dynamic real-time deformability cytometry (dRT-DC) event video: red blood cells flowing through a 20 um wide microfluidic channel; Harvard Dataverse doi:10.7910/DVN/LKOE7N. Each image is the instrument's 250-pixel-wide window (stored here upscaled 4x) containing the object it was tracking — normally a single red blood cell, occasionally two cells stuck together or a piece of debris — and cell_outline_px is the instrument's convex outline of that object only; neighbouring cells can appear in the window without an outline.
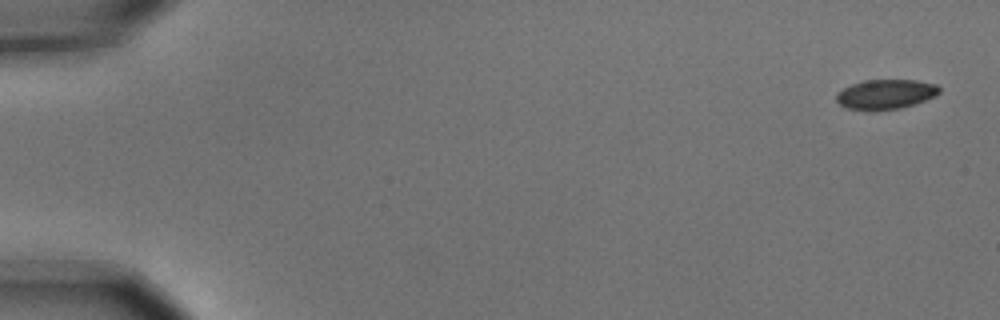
{"species": "common noctule bat (a hibernating species)", "species_latin": "Nyctalus noctula", "temperature_condition": "cold", "stored_images_in_passage": 5, "camera_frame_rate_fps": 3000, "um_per_image_px": 0.085, "animal": {"sex": "male", "body_mass_g": 15.6}, "frame": {"image": 1, "passage_image": 1, "time_ms": 0.0, "image_size_px": [1000, 320], "cell_outline_px": [[940, 92], [936, 96], [900, 108], [868, 112], [844, 108], [836, 100], [836, 92], [852, 84], [864, 80], [916, 80], [936, 84], [940, 88]], "centroid_in_image_um": [75.23, 8.03], "position_along_channel_um": 9.8, "area_um2": 18.09}}
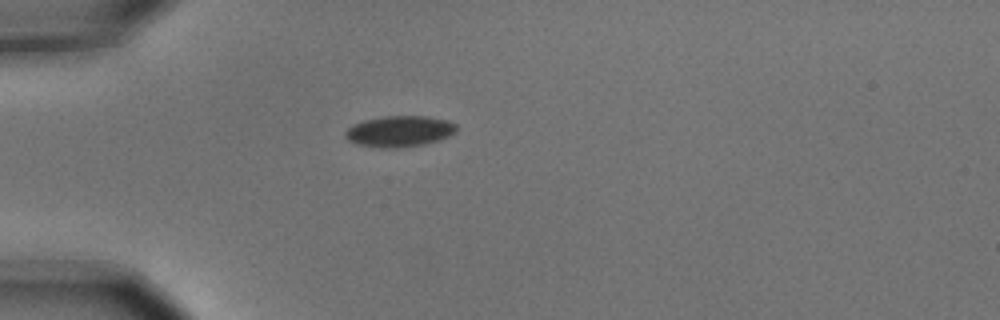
{"frame": {"image": 2, "passage_image": 5, "time_ms": 1.333, "image_size_px": [1000, 320], "cell_outline_px": [[456, 132], [440, 140], [424, 144], [400, 148], [384, 148], [356, 144], [348, 140], [344, 136], [344, 132], [352, 124], [364, 120], [384, 116], [428, 116], [448, 120], [456, 124]], "centroid_in_image_um": [33.95, 11.16], "position_along_channel_um": 51.1, "area_um2": 20.29}}